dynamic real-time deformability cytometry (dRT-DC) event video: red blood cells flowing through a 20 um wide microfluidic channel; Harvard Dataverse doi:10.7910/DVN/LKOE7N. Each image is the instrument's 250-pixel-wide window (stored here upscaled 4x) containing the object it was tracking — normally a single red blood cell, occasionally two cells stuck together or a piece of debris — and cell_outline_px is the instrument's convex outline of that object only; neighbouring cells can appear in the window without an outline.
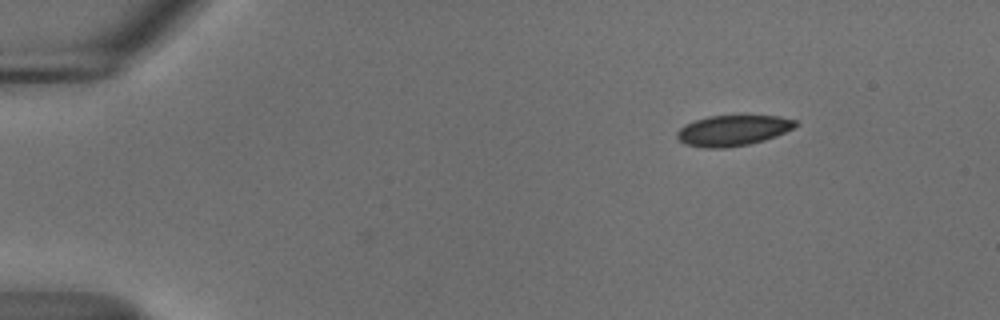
{"species": "common noctule bat (a hibernating species)", "species_latin": "Nyctalus noctula", "temperature_condition": "cold", "stored_images_in_passage": 4, "camera_frame_rate_fps": 3000, "um_per_image_px": 0.085, "animal": {"sex": "male", "body_mass_g": 18.8}, "frame": {"image": 1, "passage_image": 4, "time_ms": 1.0, "image_size_px": [1000, 320], "cell_outline_px": [[800, 124], [776, 136], [764, 140], [748, 144], [724, 148], [704, 148], [684, 144], [676, 136], [676, 132], [684, 124], [708, 116], [780, 116], [796, 120]], "centroid_in_image_um": [62.28, 11.09], "position_along_channel_um": 22.7, "area_um2": 21.1}}